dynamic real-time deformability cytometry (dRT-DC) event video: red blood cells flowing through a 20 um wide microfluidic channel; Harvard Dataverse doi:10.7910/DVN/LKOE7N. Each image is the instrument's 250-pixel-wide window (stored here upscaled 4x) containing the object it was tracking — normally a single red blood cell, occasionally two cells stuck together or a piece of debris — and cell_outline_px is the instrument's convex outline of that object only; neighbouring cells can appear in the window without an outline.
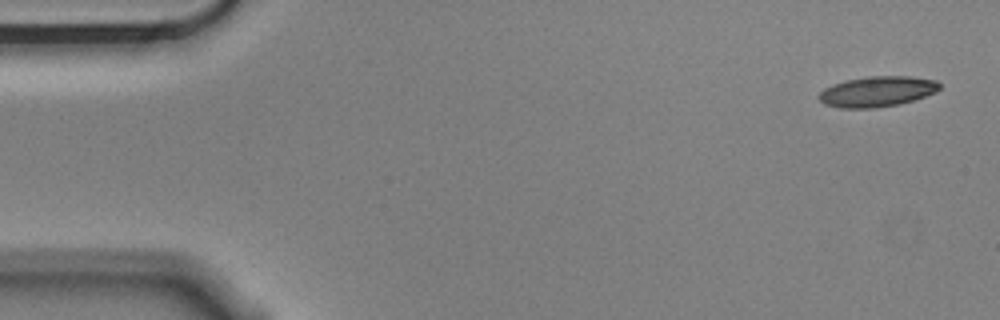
{"species": "Egyptian fruit bat (a non-hibernating species)", "species_latin": "Rousettus aegyptiacus", "temperature_condition": "cold", "stored_images_in_passage": 4, "camera_frame_rate_fps": 3000, "um_per_image_px": 0.085, "animal": {"sex": "male"}, "frame": {"image": 1, "passage_image": 1, "time_ms": 0.0, "image_size_px": [1000, 320], "cell_outline_px": [[940, 88], [936, 92], [900, 104], [876, 108], [840, 108], [824, 104], [816, 96], [824, 88], [832, 84], [848, 80], [868, 76], [912, 76], [936, 80], [940, 84]], "centroid_in_image_um": [74.54, 7.78], "position_along_channel_um": 10.5, "area_um2": 21.5}}
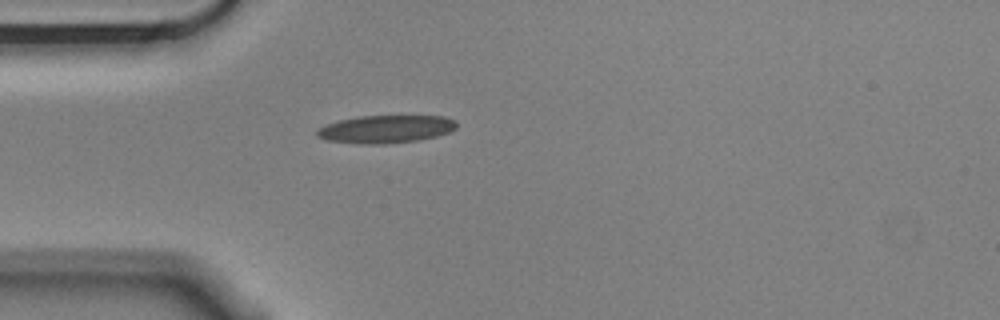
{"frame": {"image": 2, "passage_image": 4, "time_ms": 1.0, "image_size_px": [1000, 320], "cell_outline_px": [[456, 128], [448, 132], [436, 136], [420, 140], [384, 144], [364, 144], [328, 140], [316, 136], [316, 132], [320, 128], [328, 124], [340, 120], [360, 116], [444, 116], [456, 120]], "centroid_in_image_um": [32.83, 10.97], "position_along_channel_um": 52.2, "area_um2": 22.43}}